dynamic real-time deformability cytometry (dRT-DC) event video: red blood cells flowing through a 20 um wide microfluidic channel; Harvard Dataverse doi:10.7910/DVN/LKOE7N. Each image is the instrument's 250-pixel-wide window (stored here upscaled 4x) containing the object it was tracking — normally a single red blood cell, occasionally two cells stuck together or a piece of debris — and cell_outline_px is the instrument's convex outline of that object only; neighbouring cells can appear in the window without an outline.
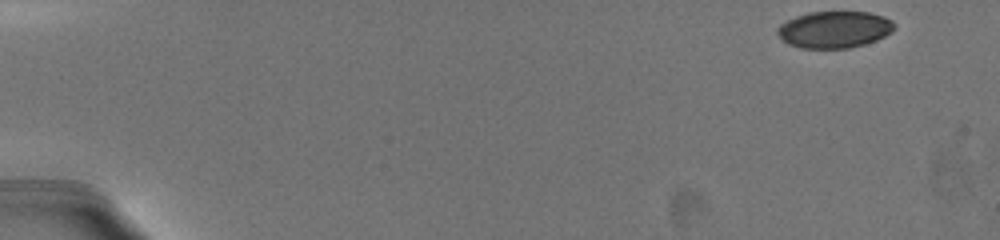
{"species": "common noctule bat (a hibernating species)", "species_latin": "Nyctalus noctula", "temperature_condition": "warm", "stored_images_in_passage": 32, "camera_frame_rate_fps": 3000, "um_per_image_px": 0.085, "animal": {"sex": "female", "body_mass_g": 19.5, "forearm_length_mm": 54.1}, "frame": {"image": 1, "passage_image": 1, "time_ms": 0.0, "image_size_px": [1000, 240], "cell_outline_px": [[896, 24], [892, 32], [876, 40], [864, 44], [848, 48], [800, 48], [788, 44], [776, 32], [776, 28], [780, 24], [796, 16], [808, 12], [868, 12], [884, 16], [892, 20]], "centroid_in_image_um": [70.93, 2.5], "position_along_channel_um": 14.1, "area_um2": 25.09}}
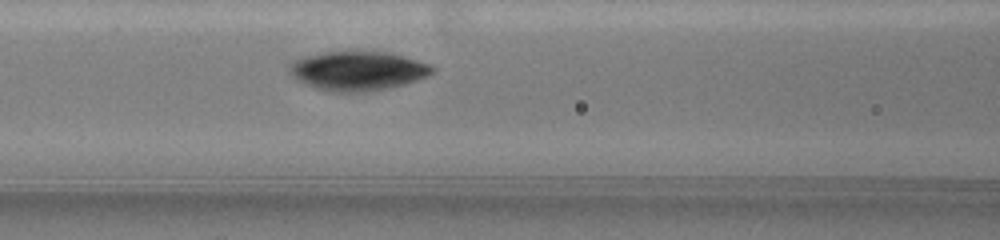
{"frame": {"image": 2, "passage_image": 18, "time_ms": 7.667, "image_size_px": [1000, 240], "cell_outline_px": [[436, 68], [432, 72], [416, 80], [404, 84], [388, 88], [364, 92], [328, 92], [316, 88], [296, 80], [288, 72], [288, 68], [296, 60], [304, 56], [324, 52], [348, 48], [360, 48], [392, 52], [428, 64]], "centroid_in_image_um": [30.37, 5.97], "position_along_channel_um": 136.2, "area_um2": 33.58}}
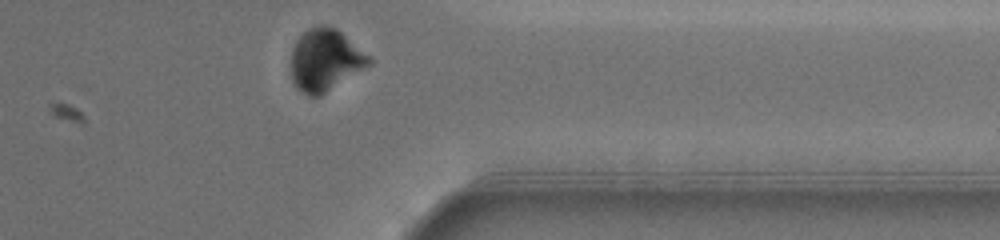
{"frame": {"image": 3, "passage_image": 31, "time_ms": 14.667, "image_size_px": [1000, 240], "cell_outline_px": [[372, 64], [320, 96], [308, 96], [300, 92], [292, 84], [292, 48], [296, 40], [308, 28], [316, 24], [324, 24], [336, 28], [372, 56]], "centroid_in_image_um": [27.66, 5.09], "position_along_channel_um": 383.7, "area_um2": 28.61}, "authors_computed_cell_mechanics": {"area_um2": 29.8826, "velocity_mm_per_s": 3.6218, "shape_relaxation_time_tau1_ms": 1.144, "shape_relaxation_time_tau2_ms": null, "deformation_change_tau1": 0.0637, "deformation_change_tau2": null}}